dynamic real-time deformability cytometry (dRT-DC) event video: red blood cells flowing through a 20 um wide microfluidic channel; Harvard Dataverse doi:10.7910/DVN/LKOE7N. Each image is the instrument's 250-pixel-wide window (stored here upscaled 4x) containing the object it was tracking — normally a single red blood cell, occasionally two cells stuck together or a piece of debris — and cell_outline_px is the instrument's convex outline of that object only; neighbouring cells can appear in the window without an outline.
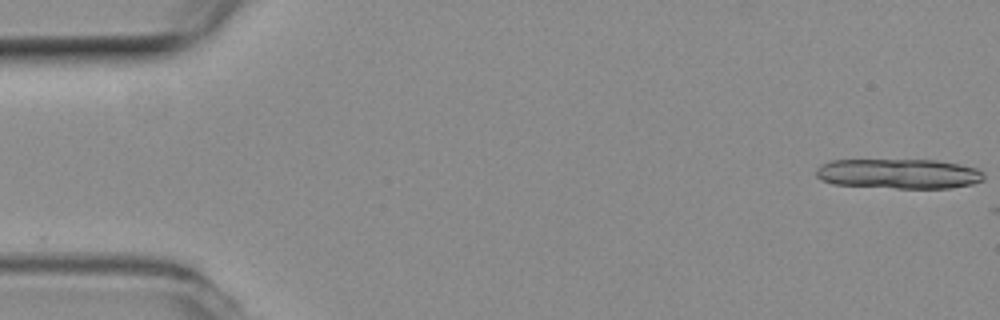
{"species": "common noctule bat (a hibernating species)", "species_latin": "Nyctalus noctula", "temperature_condition": "room temperature", "stored_images_in_passage": 2, "camera_frame_rate_fps": 3000, "um_per_image_px": 0.085, "animal": {"sex": "female", "body_mass_g": 19.3, "forearm_length_mm": 54.1}, "frame": {"image": 1, "passage_image": 1, "time_ms": 0.0, "image_size_px": [1000, 320], "cell_outline_px": [[984, 180], [972, 184], [948, 188], [896, 188], [832, 184], [816, 176], [816, 168], [820, 164], [828, 160], [936, 160], [960, 164], [976, 168], [984, 172]], "centroid_in_image_um": [76.39, 14.76], "position_along_channel_um": 8.6, "area_um2": 29.36}}